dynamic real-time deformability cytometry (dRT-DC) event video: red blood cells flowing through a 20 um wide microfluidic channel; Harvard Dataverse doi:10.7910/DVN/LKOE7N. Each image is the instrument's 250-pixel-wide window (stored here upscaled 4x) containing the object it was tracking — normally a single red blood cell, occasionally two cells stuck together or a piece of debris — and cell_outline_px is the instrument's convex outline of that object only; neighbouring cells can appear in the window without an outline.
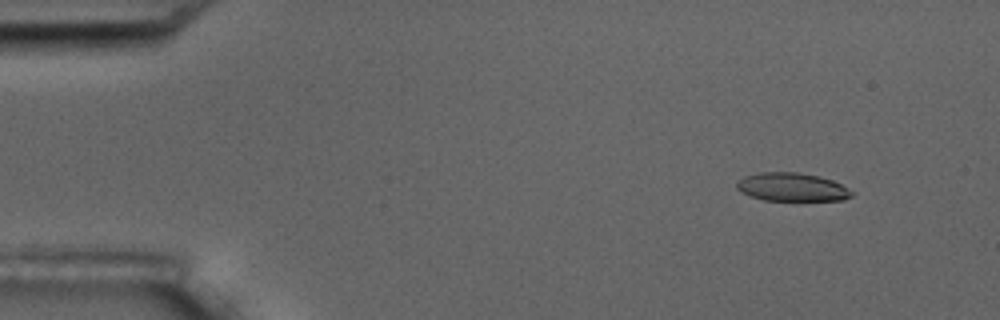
{"species": "common noctule bat (a hibernating species)", "species_latin": "Nyctalus noctula", "temperature_condition": "room temperature", "stored_images_in_passage": 5, "camera_frame_rate_fps": 3000, "um_per_image_px": 0.085, "animal": {"sex": "male", "body_mass_g": 17.5, "forearm_length_mm": 52.3}, "frame": {"image": 1, "passage_image": 2, "time_ms": 1.333, "image_size_px": [1000, 320], "cell_outline_px": [[852, 196], [844, 200], [764, 200], [752, 196], [736, 188], [736, 180], [744, 176], [760, 172], [796, 172], [820, 176], [832, 180], [840, 184], [852, 192]], "centroid_in_image_um": [67.29, 15.89], "position_along_channel_um": 17.7, "area_um2": 18.84}}
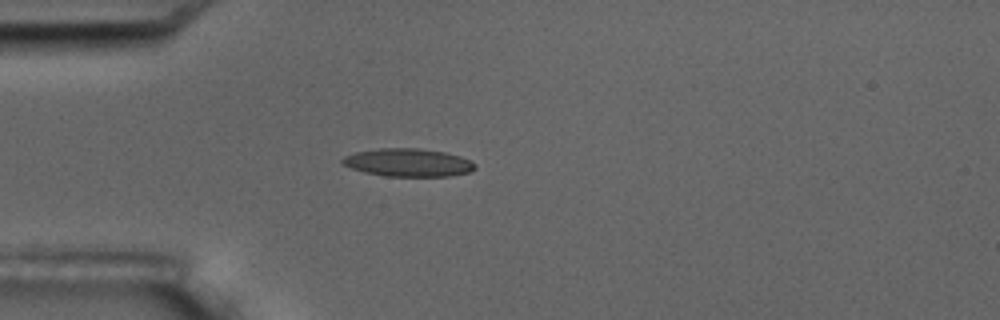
{"frame": {"image": 2, "passage_image": 5, "time_ms": 4.667, "image_size_px": [1000, 320], "cell_outline_px": [[476, 168], [468, 172], [452, 176], [384, 176], [364, 172], [352, 168], [344, 164], [340, 160], [344, 156], [356, 152], [380, 148], [416, 148], [444, 152], [460, 156], [476, 164]], "centroid_in_image_um": [34.69, 13.82], "position_along_channel_um": 50.3, "area_um2": 21.5}}